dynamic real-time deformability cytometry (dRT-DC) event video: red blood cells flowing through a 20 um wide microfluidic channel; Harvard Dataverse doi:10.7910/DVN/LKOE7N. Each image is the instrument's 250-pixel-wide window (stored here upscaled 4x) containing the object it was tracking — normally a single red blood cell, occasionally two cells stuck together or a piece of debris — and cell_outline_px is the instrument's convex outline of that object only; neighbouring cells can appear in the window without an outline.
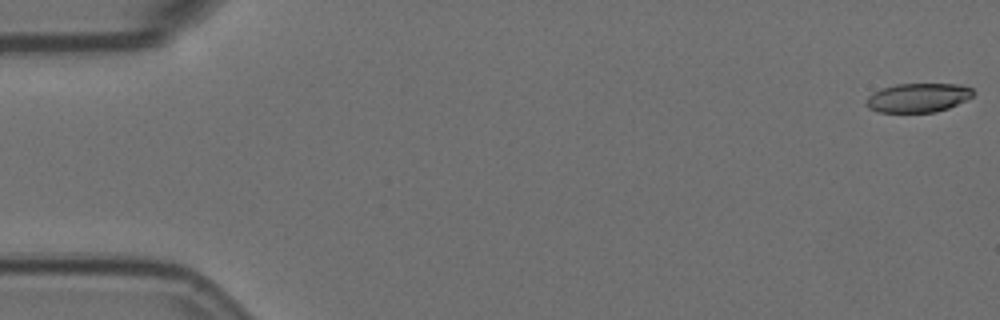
{"species": "Egyptian fruit bat (a non-hibernating species)", "species_latin": "Rousettus aegyptiacus", "temperature_condition": "room temperature", "stored_images_in_passage": 15, "camera_frame_rate_fps": 3000, "um_per_image_px": 0.085, "animal": {"sex": "female"}, "frame": {"image": 1, "passage_image": 1, "time_ms": 0.0, "image_size_px": [1000, 320], "cell_outline_px": [[976, 92], [968, 100], [948, 108], [936, 112], [876, 112], [868, 108], [864, 104], [868, 96], [872, 92], [896, 84], [960, 84], [972, 88]], "centroid_in_image_um": [78.04, 8.31], "position_along_channel_um": 7.0, "area_um2": 18.32}}
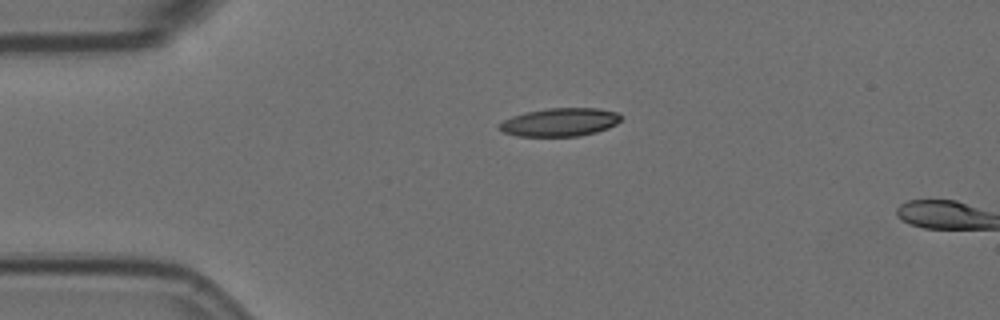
{"frame": {"image": 2, "passage_image": 13, "time_ms": 4.0, "image_size_px": [1000, 320], "cell_outline_px": [[620, 120], [616, 124], [608, 128], [596, 132], [580, 136], [516, 136], [504, 132], [500, 128], [500, 124], [504, 120], [512, 116], [528, 112], [548, 108], [600, 108], [620, 112]], "centroid_in_image_um": [47.64, 10.38], "position_along_channel_um": 37.4, "area_um2": 19.94}}